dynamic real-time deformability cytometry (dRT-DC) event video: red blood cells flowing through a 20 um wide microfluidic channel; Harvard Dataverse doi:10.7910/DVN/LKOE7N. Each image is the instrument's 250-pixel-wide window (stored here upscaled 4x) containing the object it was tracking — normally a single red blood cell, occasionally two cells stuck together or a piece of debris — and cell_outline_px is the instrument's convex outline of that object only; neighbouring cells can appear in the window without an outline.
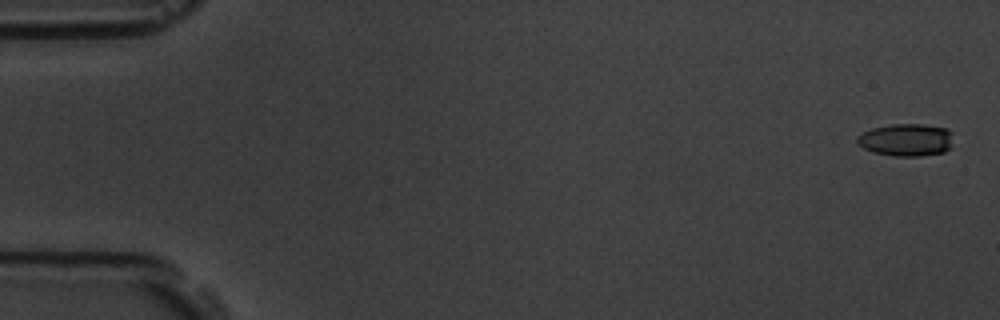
{"species": "common noctule bat (a hibernating species)", "species_latin": "Nyctalus noctula", "temperature_condition": "room temperature", "stored_images_in_passage": 6, "camera_frame_rate_fps": 3000, "um_per_image_px": 0.085, "animal": {"sex": "male", "body_mass_g": 19.5, "forearm_length_mm": 54.6}, "frame": {"image": 1, "passage_image": 1, "time_ms": 0.0, "image_size_px": [1000, 320], "cell_outline_px": [[952, 148], [944, 152], [920, 156], [892, 156], [872, 152], [864, 148], [856, 140], [856, 136], [872, 128], [892, 124], [924, 124], [944, 128], [952, 132]], "centroid_in_image_um": [77.05, 11.89], "position_along_channel_um": 8.0, "area_um2": 18.32}}
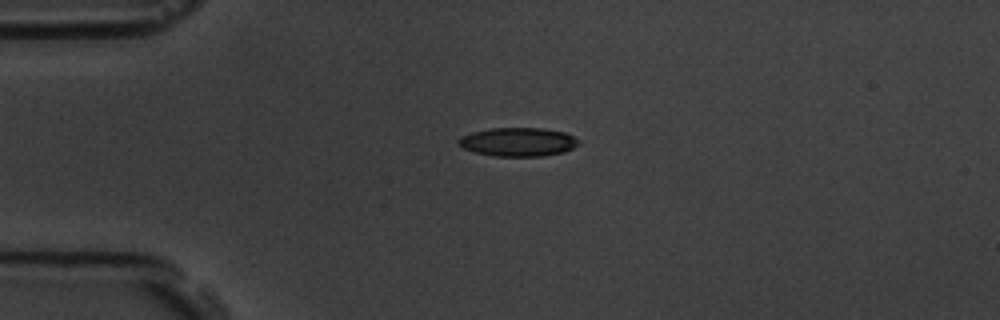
{"frame": {"image": 2, "passage_image": 5, "time_ms": 4.333, "image_size_px": [1000, 320], "cell_outline_px": [[580, 144], [564, 152], [544, 156], [496, 156], [476, 152], [464, 148], [456, 144], [456, 140], [460, 136], [472, 132], [492, 128], [540, 128], [564, 132], [580, 140]], "centroid_in_image_um": [44.02, 12.06], "position_along_channel_um": 41.0, "area_um2": 20.11}}